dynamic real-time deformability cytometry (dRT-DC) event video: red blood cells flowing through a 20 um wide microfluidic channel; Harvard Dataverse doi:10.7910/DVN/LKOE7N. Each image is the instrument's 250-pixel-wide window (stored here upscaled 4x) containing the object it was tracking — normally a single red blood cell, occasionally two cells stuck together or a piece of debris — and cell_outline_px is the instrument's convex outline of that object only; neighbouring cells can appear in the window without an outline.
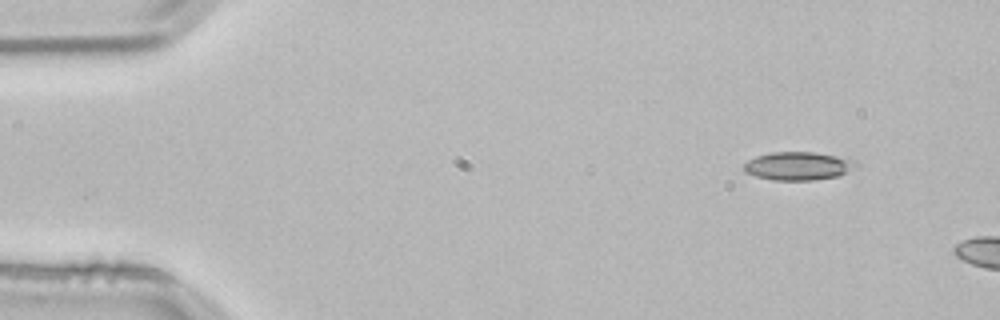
{"species": "common noctule bat (a hibernating species)", "species_latin": "Nyctalus noctula", "temperature_condition": "room temperature", "stored_images_in_passage": 4, "camera_frame_rate_fps": 3000, "um_per_image_px": 0.085, "animal": {"sex": "male", "body_mass_g": 21.5, "forearm_length_mm": 52.0}, "frame": {"image": 1, "passage_image": 1, "time_ms": 0.0, "image_size_px": [1000, 320], "cell_outline_px": [[860, 168], [840, 176], [812, 180], [772, 180], [756, 176], [744, 172], [744, 164], [748, 160], [756, 156], [772, 152], [812, 152], [836, 156], [856, 160], [860, 164]], "centroid_in_image_um": [67.93, 14.11], "position_along_channel_um": 17.1, "area_um2": 18.79}}